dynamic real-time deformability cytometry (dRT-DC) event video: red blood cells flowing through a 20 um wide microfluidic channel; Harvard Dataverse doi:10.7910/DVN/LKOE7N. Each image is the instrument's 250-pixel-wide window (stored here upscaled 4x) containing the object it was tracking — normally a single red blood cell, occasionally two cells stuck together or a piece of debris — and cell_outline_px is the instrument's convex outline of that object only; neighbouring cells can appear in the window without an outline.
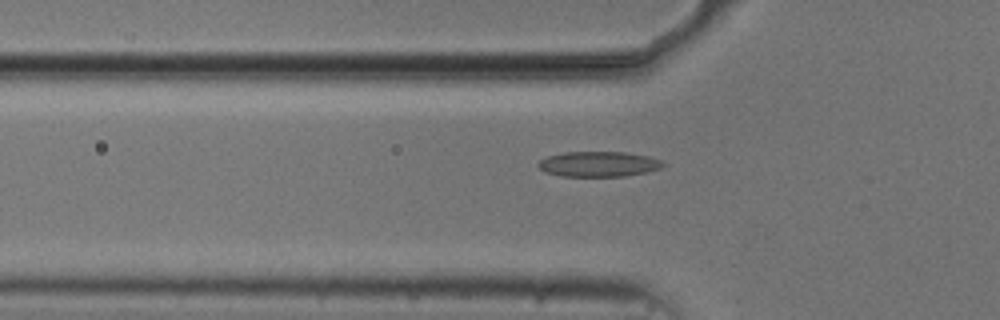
{"species": "common noctule bat (a hibernating species)", "species_latin": "Nyctalus noctula", "temperature_condition": "cold", "stored_images_in_passage": 39, "camera_frame_rate_fps": 3000, "um_per_image_px": 0.085, "animal": {"sex": "male", "body_mass_g": 20.5, "forearm_length_mm": 52.5}, "frame": {"image": 1, "passage_image": 6, "time_ms": 1.667, "image_size_px": [1000, 320], "cell_outline_px": [[664, 164], [660, 168], [648, 172], [624, 176], [560, 176], [544, 172], [536, 164], [544, 156], [564, 152], [624, 152], [648, 156], [660, 160]], "centroid_in_image_um": [50.82, 13.94], "position_along_channel_um": 75.0, "area_um2": 18.44}}
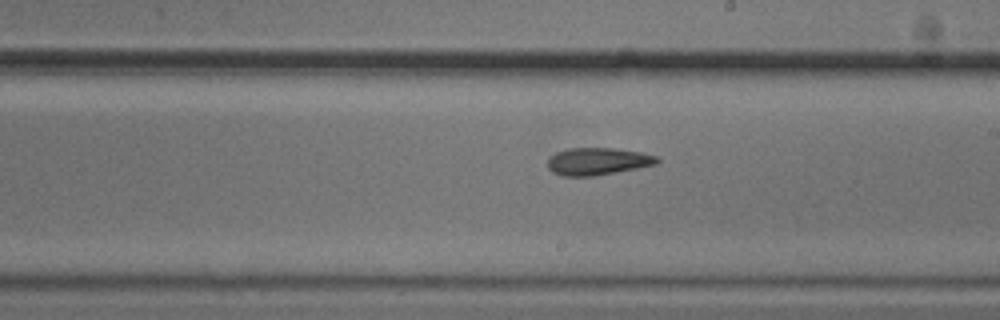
{"frame": {"image": 2, "passage_image": 19, "time_ms": 6.0, "image_size_px": [1000, 320], "cell_outline_px": [[660, 160], [656, 164], [596, 176], [564, 176], [552, 172], [548, 168], [548, 160], [556, 152], [568, 148], [612, 148], [640, 152], [656, 156]], "centroid_in_image_um": [50.78, 13.72], "position_along_channel_um": 238.2, "area_um2": 17.28}}
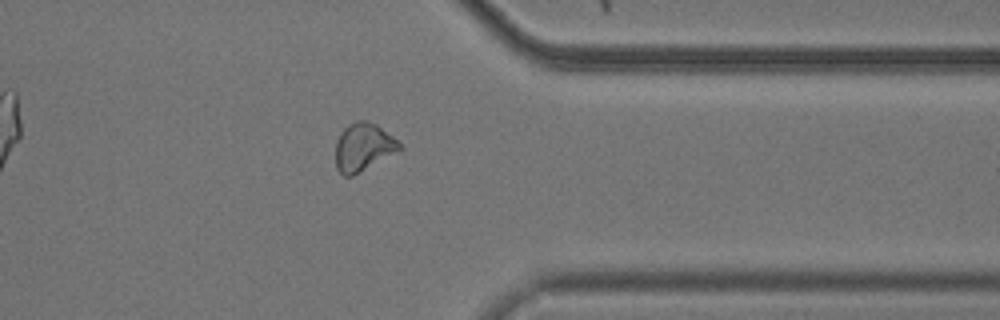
{"frame": {"image": 3, "passage_image": 31, "time_ms": 10.0, "image_size_px": [1000, 320], "cell_outline_px": [[404, 148], [352, 176], [344, 176], [336, 168], [336, 140], [340, 132], [348, 124], [356, 120], [364, 120], [376, 124], [392, 136]], "centroid_in_image_um": [30.86, 12.49], "position_along_channel_um": 380.5, "area_um2": 17.74}, "authors_computed_cell_mechanics": {"area_um2": 17.7446, "velocity_mm_per_s": 3.7445, "shape_relaxation_time_tau1_ms": null, "shape_relaxation_time_tau2_ms": 4.6598, "deformation_change_tau1": null, "deformation_change_tau2": 0.1311}}